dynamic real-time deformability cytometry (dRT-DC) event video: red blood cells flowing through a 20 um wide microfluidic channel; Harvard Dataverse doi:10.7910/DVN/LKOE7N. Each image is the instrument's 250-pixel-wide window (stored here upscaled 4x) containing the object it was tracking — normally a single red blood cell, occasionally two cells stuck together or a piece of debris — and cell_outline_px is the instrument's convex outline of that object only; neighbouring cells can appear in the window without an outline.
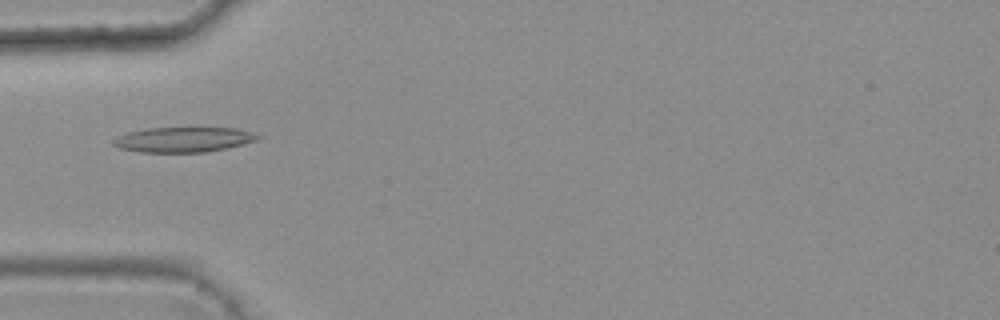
{"species": "common noctule bat (a hibernating species)", "species_latin": "Nyctalus noctula", "temperature_condition": "warm", "stored_images_in_passage": 5, "camera_frame_rate_fps": 3000, "um_per_image_px": 0.085, "animal": {"sex": "female", "body_mass_g": 25.1}, "frame": {"image": 1, "passage_image": 5, "time_ms": 1.333, "image_size_px": [1000, 320], "cell_outline_px": [[260, 136], [256, 140], [228, 148], [204, 152], [140, 152], [120, 148], [112, 144], [112, 140], [128, 132], [148, 128], [236, 128], [252, 132]], "centroid_in_image_um": [15.59, 11.87], "position_along_channel_um": 69.4, "area_um2": 20.87}}